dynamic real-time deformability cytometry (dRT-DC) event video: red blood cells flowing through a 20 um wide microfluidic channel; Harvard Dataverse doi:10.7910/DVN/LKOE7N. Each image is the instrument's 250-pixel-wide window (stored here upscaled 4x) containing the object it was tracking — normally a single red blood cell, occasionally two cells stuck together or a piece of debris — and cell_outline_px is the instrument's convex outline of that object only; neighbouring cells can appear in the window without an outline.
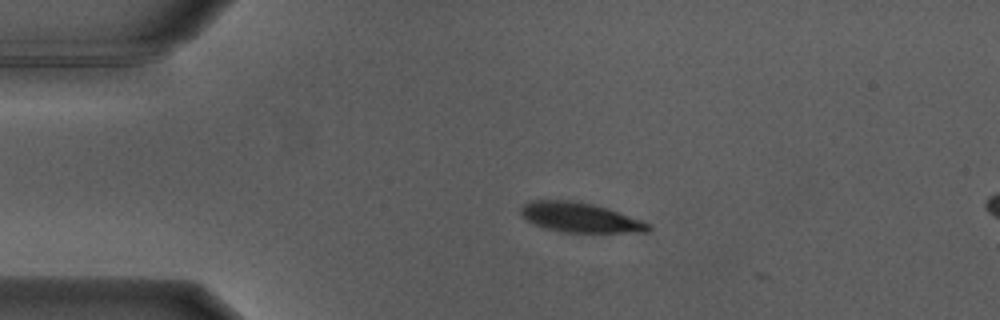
{"species": "Egyptian fruit bat (a non-hibernating species)", "species_latin": "Rousettus aegyptiacus", "temperature_condition": "warm", "stored_images_in_passage": 3, "camera_frame_rate_fps": 3000, "um_per_image_px": 0.085, "animal": {"sex": "male"}, "frame": {"image": 1, "passage_image": 2, "time_ms": 0.333, "image_size_px": [1000, 320], "cell_outline_px": [[652, 228], [648, 232], [560, 232], [532, 224], [520, 212], [520, 208], [524, 204], [532, 200], [572, 200], [592, 204], [652, 224]], "centroid_in_image_um": [49.27, 18.49], "position_along_channel_um": 35.7, "area_um2": 21.79}}